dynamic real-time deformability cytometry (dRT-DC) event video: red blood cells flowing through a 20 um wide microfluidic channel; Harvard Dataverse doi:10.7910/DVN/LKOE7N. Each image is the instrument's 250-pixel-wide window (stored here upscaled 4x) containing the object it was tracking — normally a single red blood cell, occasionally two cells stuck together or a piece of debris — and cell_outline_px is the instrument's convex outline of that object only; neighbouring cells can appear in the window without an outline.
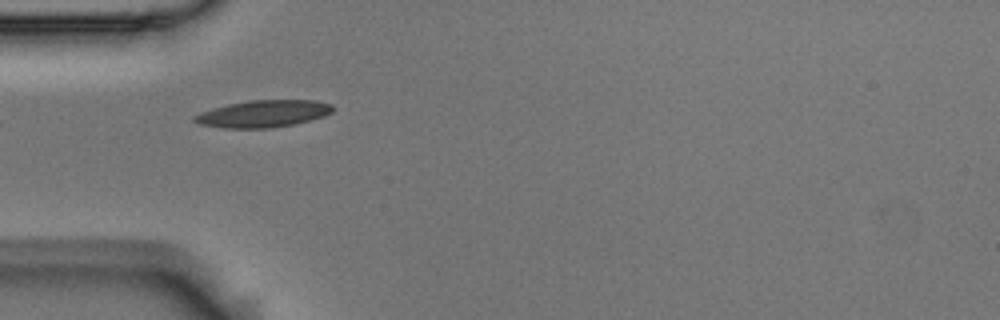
{"species": "Egyptian fruit bat (a non-hibernating species)", "species_latin": "Rousettus aegyptiacus", "temperature_condition": "room temperature", "stored_images_in_passage": 4, "camera_frame_rate_fps": 3000, "um_per_image_px": 0.085, "animal": {"sex": "male"}, "frame": {"image": 1, "passage_image": 3, "time_ms": 0.667, "image_size_px": [1000, 320], "cell_outline_px": [[332, 112], [324, 116], [296, 124], [272, 128], [224, 128], [200, 124], [192, 120], [192, 116], [200, 112], [212, 108], [228, 104], [248, 100], [312, 100], [332, 104]], "centroid_in_image_um": [22.35, 9.67], "position_along_channel_um": 62.7, "area_um2": 21.91}}
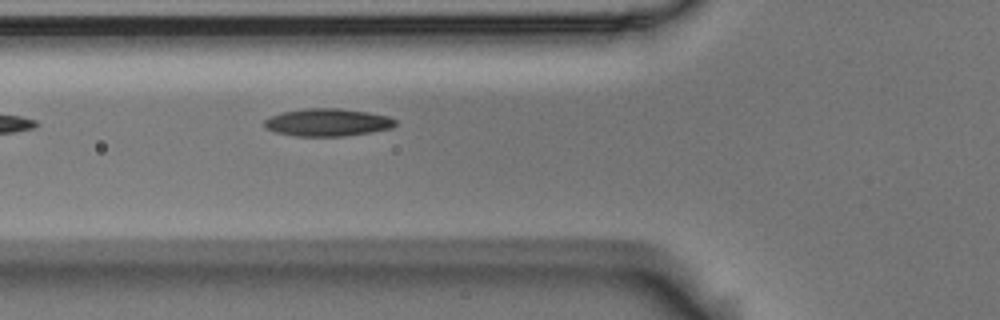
{"frame": {"image": 2, "passage_image": 4, "time_ms": 1.0, "image_size_px": [1000, 320], "cell_outline_px": [[396, 124], [392, 128], [372, 132], [344, 136], [296, 136], [276, 132], [264, 128], [264, 120], [280, 112], [304, 108], [340, 108], [368, 112], [388, 116], [396, 120]], "centroid_in_image_um": [27.84, 10.4], "position_along_channel_um": 98.0, "area_um2": 21.21}}